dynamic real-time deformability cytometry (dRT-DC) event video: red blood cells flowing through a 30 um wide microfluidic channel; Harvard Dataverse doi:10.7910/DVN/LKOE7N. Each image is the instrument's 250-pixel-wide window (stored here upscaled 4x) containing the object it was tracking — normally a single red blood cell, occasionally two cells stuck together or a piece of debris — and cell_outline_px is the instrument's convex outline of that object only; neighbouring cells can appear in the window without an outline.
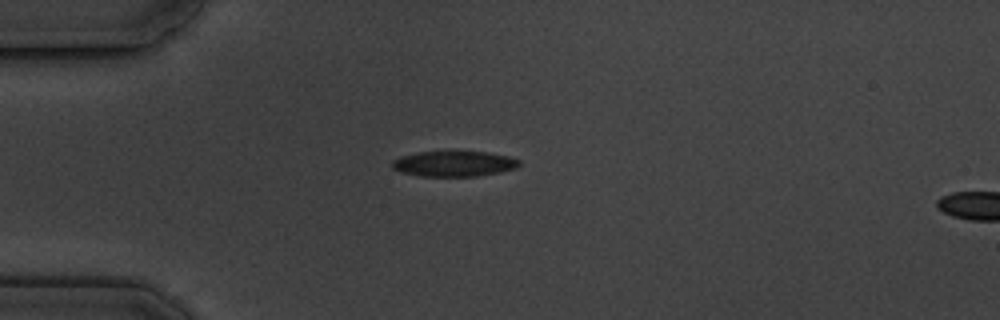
{"species": "common noctule bat (a hibernating species)", "species_latin": "Nyctalus noctula", "temperature_condition": "cold", "stored_images_in_passage": 6, "camera_frame_rate_fps": 3000, "um_per_image_px": 0.085, "animal": {"sex": "male", "body_mass_g": 19.5, "forearm_length_mm": 54.6}, "frame": {"image": 1, "passage_image": 6, "time_ms": 6.667, "image_size_px": [1000, 320], "cell_outline_px": [[520, 164], [516, 168], [500, 172], [476, 176], [420, 176], [400, 172], [392, 168], [392, 160], [400, 156], [420, 152], [484, 152], [508, 156], [520, 160]], "centroid_in_image_um": [38.57, 13.92], "position_along_channel_um": 46.4, "area_um2": 18.73}}